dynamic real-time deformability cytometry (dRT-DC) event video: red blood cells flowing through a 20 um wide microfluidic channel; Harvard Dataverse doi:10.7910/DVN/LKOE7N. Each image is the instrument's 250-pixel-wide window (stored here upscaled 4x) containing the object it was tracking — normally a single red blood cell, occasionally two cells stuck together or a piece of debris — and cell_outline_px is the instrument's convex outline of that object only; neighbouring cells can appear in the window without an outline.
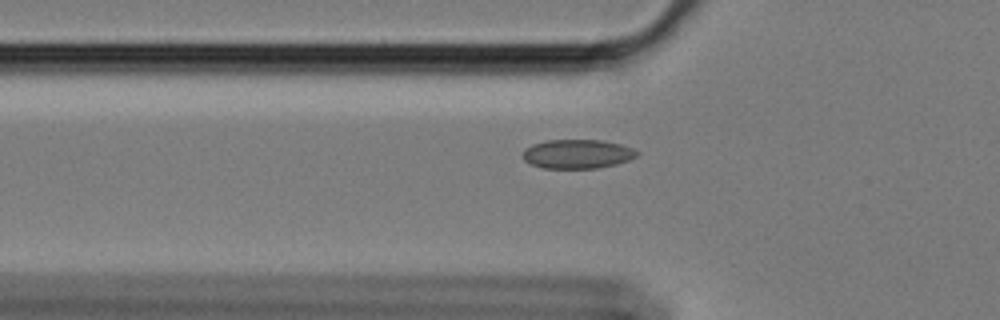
{"species": "Egyptian fruit bat (a non-hibernating species)", "species_latin": "Rousettus aegyptiacus", "temperature_condition": "cold", "stored_images_in_passage": 52, "camera_frame_rate_fps": 3000, "um_per_image_px": 0.085, "animal": {"sex": "female"}, "frame": {"image": 1, "passage_image": 13, "time_ms": 4.0, "image_size_px": [1000, 320], "cell_outline_px": [[640, 152], [636, 156], [628, 160], [616, 164], [596, 168], [544, 168], [532, 164], [524, 160], [524, 148], [532, 144], [544, 140], [604, 140], [620, 144], [632, 148]], "centroid_in_image_um": [49.08, 13.07], "position_along_channel_um": 76.7, "area_um2": 19.31}}
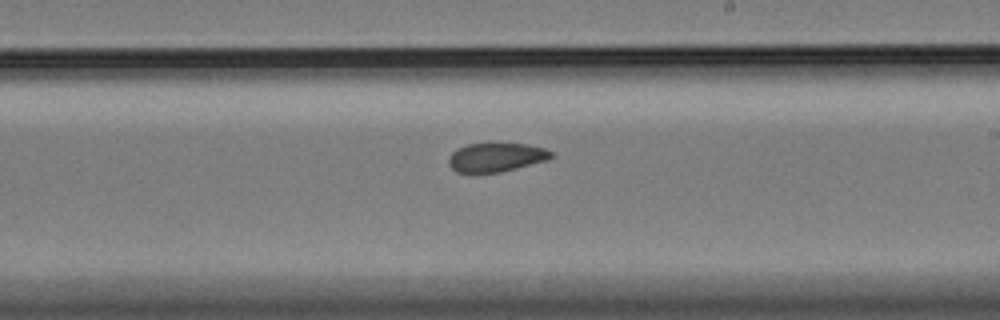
{"frame": {"image": 2, "passage_image": 28, "time_ms": 9.0, "image_size_px": [1000, 320], "cell_outline_px": [[556, 156], [548, 160], [500, 172], [456, 172], [448, 164], [448, 156], [456, 148], [468, 144], [528, 144], [544, 148], [552, 152]], "centroid_in_image_um": [42.18, 13.37], "position_along_channel_um": 246.8, "area_um2": 17.22}}
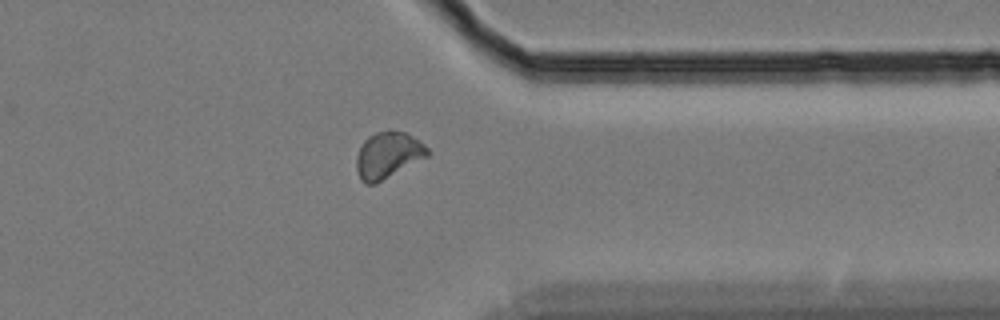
{"frame": {"image": 3, "passage_image": 40, "time_ms": 13.0, "image_size_px": [1000, 320], "cell_outline_px": [[432, 152], [428, 156], [376, 184], [364, 184], [360, 180], [356, 168], [356, 156], [364, 140], [368, 136], [376, 132], [388, 128], [404, 132], [412, 136], [424, 144]], "centroid_in_image_um": [32.97, 13.18], "position_along_channel_um": 378.4, "area_um2": 19.54}, "authors_computed_cell_mechanics": {"area_um2": 18.496, "velocity_mm_per_s": 3.3883, "shape_relaxation_time_tau1_ms": null, "shape_relaxation_time_tau2_ms": 3.0634, "deformation_change_tau1": null, "deformation_change_tau2": 0.0576}}